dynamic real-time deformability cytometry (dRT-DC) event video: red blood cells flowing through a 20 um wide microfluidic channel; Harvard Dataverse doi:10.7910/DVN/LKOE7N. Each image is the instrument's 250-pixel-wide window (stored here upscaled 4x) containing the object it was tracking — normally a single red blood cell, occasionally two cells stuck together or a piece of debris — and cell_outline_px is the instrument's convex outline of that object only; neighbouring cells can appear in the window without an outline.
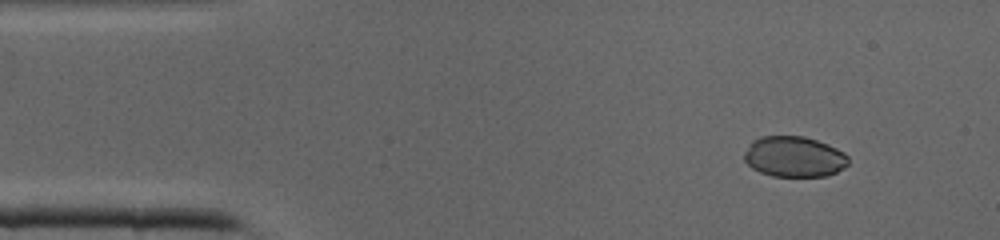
{"species": "common noctule bat (a hibernating species)", "species_latin": "Nyctalus noctula", "temperature_condition": "cold", "stored_images_in_passage": 37, "camera_frame_rate_fps": 3000, "um_per_image_px": 0.085, "animal": {"sex": "male", "body_mass_g": 19.0, "forearm_length_mm": 50.8}, "frame": {"image": 1, "passage_image": 1, "time_ms": 0.0, "image_size_px": [1000, 240], "cell_outline_px": [[848, 164], [844, 168], [836, 172], [824, 176], [772, 176], [760, 172], [752, 168], [744, 160], [744, 152], [752, 140], [760, 136], [804, 136], [828, 144], [844, 152], [848, 156]], "centroid_in_image_um": [67.49, 13.31], "position_along_channel_um": 17.5, "area_um2": 24.74}}
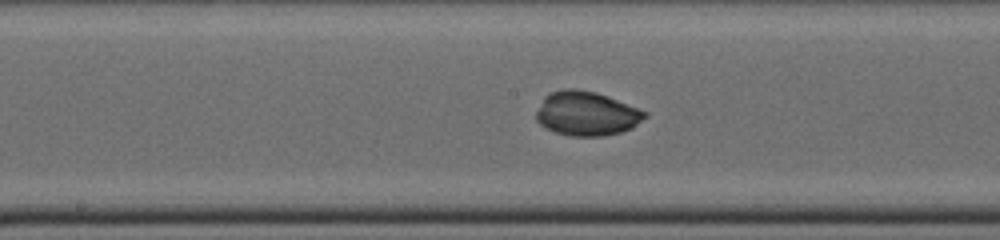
{"frame": {"image": 2, "passage_image": 17, "time_ms": 5.333, "image_size_px": [1000, 240], "cell_outline_px": [[648, 116], [632, 128], [620, 132], [604, 136], [572, 136], [556, 132], [540, 124], [536, 120], [536, 112], [544, 96], [548, 92], [564, 88], [576, 88], [596, 92], [608, 96], [648, 112]], "centroid_in_image_um": [49.86, 9.64], "position_along_channel_um": 198.3, "area_um2": 28.15}}
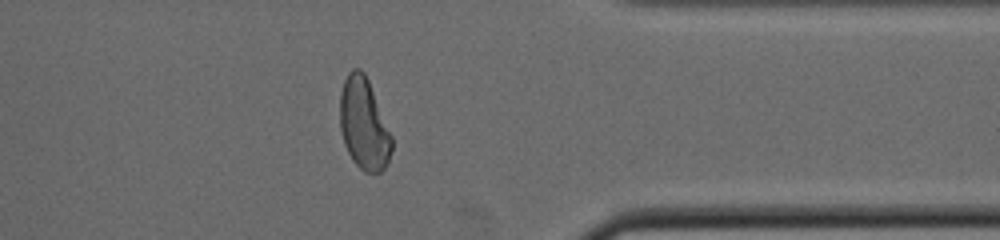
{"frame": {"image": 3, "passage_image": 29, "time_ms": 9.333, "image_size_px": [1000, 240], "cell_outline_px": [[392, 148], [388, 164], [380, 172], [364, 172], [352, 160], [344, 144], [340, 128], [340, 92], [344, 80], [348, 72], [352, 68], [360, 68], [364, 72], [368, 80], [392, 136]], "centroid_in_image_um": [30.92, 10.54], "position_along_channel_um": 380.5, "area_um2": 27.63}}